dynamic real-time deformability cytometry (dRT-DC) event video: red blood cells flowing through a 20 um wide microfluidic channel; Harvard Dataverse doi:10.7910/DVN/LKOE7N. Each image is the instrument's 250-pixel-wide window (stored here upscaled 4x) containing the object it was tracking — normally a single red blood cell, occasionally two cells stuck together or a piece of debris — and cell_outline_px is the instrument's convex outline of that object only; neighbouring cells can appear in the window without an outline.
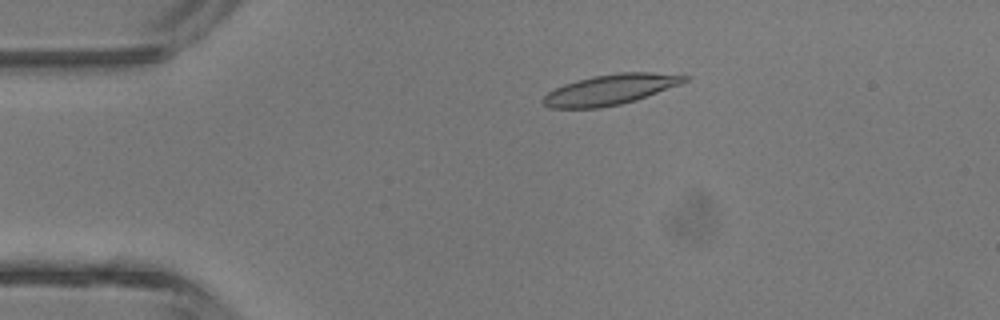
{"species": "common noctule bat (a hibernating species)", "species_latin": "Nyctalus noctula", "temperature_condition": "room temperature", "stored_images_in_passage": 3, "camera_frame_rate_fps": 3000, "um_per_image_px": 0.085, "animal": {"sex": "male", "body_mass_g": 13.3}, "frame": {"image": 1, "passage_image": 2, "time_ms": 1.0, "image_size_px": [1000, 320], "cell_outline_px": [[692, 76], [688, 80], [680, 84], [636, 100], [620, 104], [600, 108], [548, 108], [540, 100], [548, 92], [564, 84], [576, 80], [592, 76], [620, 72], [652, 72]], "centroid_in_image_um": [51.87, 7.61], "position_along_channel_um": 33.1, "area_um2": 25.09}}